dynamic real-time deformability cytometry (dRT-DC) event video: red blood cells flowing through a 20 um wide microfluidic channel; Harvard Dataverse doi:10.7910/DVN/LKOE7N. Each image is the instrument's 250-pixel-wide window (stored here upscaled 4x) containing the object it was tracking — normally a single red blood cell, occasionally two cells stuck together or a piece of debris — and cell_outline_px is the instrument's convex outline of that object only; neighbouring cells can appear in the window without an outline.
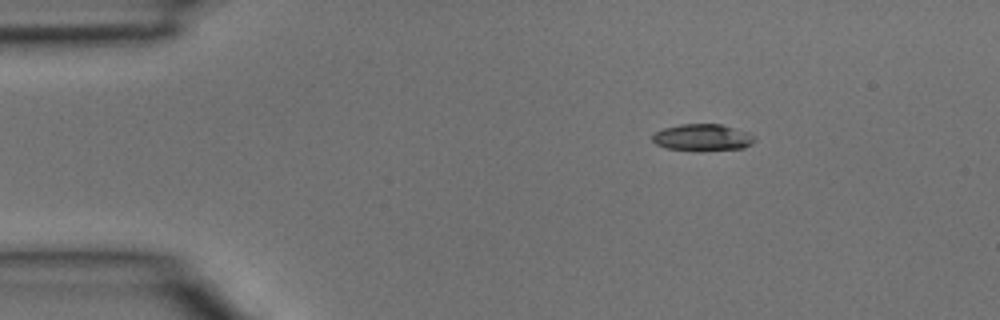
{"species": "common noctule bat (a hibernating species)", "species_latin": "Nyctalus noctula", "temperature_condition": "room temperature", "stored_images_in_passage": 34, "camera_frame_rate_fps": 3000, "um_per_image_px": 0.085, "animal": {"sex": "male", "body_mass_g": 15.6}, "frame": {"image": 1, "passage_image": 1, "time_ms": 0.0, "image_size_px": [1000, 320], "cell_outline_px": [[756, 140], [752, 144], [744, 148], [668, 148], [656, 144], [652, 140], [652, 136], [656, 132], [664, 128], [680, 124], [720, 124], [748, 132]], "centroid_in_image_um": [59.72, 11.63], "position_along_channel_um": 25.3, "area_um2": 15.03}}
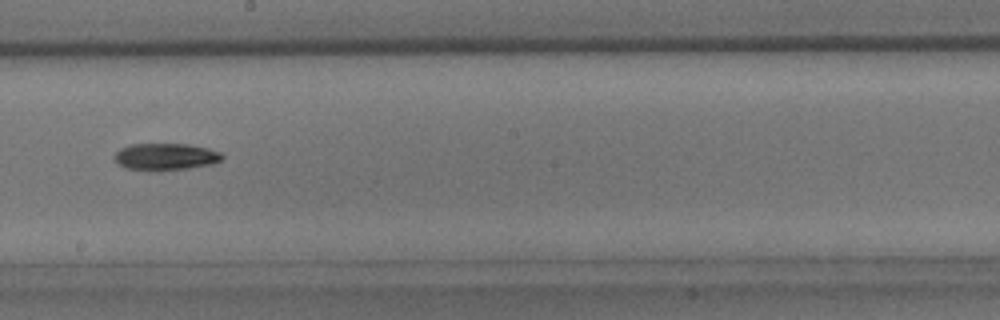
{"frame": {"image": 2, "passage_image": 17, "time_ms": 5.333, "image_size_px": [1000, 320], "cell_outline_px": [[224, 156], [220, 160], [212, 164], [188, 168], [156, 172], [124, 168], [112, 156], [120, 148], [132, 144], [188, 144], [208, 148], [220, 152]], "centroid_in_image_um": [14.05, 13.33], "position_along_channel_um": 234.2, "area_um2": 17.11}}
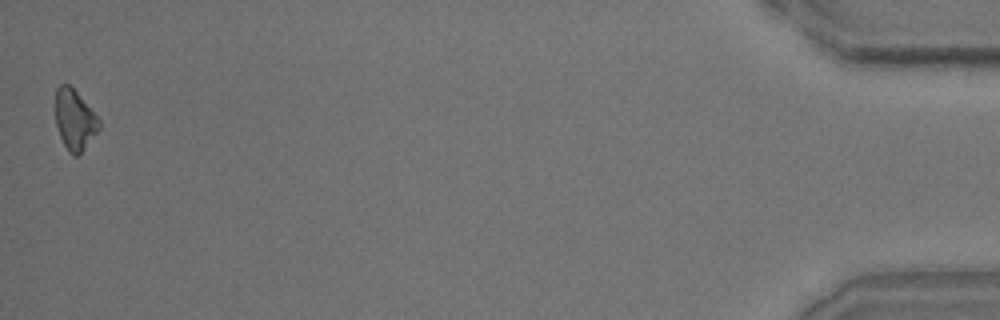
{"frame": {"image": 3, "passage_image": 34, "time_ms": 11.0, "image_size_px": [1000, 320], "cell_outline_px": [[100, 128], [84, 148], [76, 156], [72, 156], [68, 152], [60, 136], [56, 124], [56, 88], [60, 84], [68, 84], [76, 92], [100, 120]], "centroid_in_image_um": [6.33, 10.19], "position_along_channel_um": 428.9, "area_um2": 14.97}}